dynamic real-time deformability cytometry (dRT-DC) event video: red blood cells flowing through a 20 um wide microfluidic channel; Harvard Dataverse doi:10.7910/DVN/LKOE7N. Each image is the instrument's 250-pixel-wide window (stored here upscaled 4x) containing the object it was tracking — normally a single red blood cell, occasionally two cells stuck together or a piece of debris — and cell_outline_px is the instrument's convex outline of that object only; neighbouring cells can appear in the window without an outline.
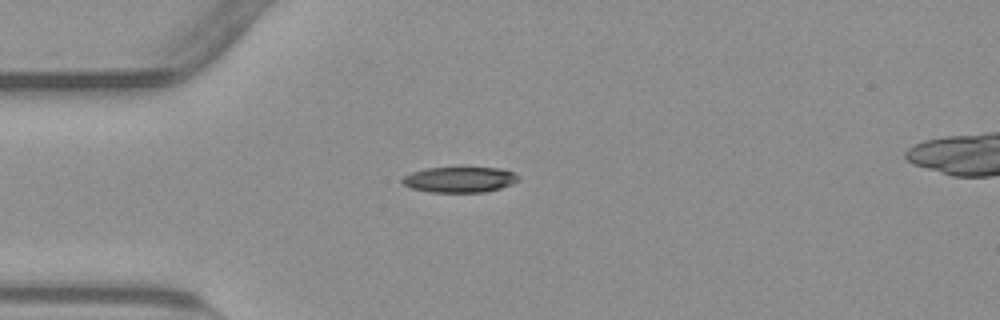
{"species": "common noctule bat (a hibernating species)", "species_latin": "Nyctalus noctula", "temperature_condition": "warm", "stored_images_in_passage": 41, "camera_frame_rate_fps": 3000, "um_per_image_px": 0.085, "animal": {"sex": "male", "body_mass_g": 23.1, "forearm_length_mm": 52.7}, "frame": {"image": 1, "passage_image": 1, "time_ms": 0.0, "image_size_px": [1000, 320], "cell_outline_px": [[520, 180], [512, 184], [500, 188], [484, 192], [428, 192], [412, 188], [404, 184], [400, 180], [404, 176], [412, 172], [424, 168], [500, 168], [512, 172], [520, 176]], "centroid_in_image_um": [39.07, 15.27], "position_along_channel_um": 45.9, "area_um2": 17.28}}
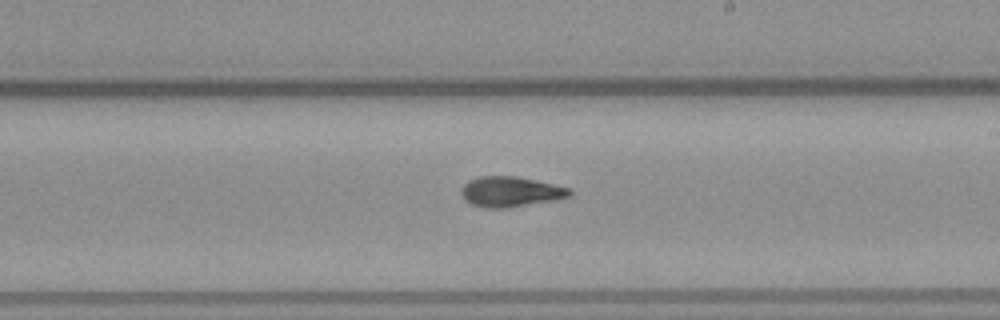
{"frame": {"image": 2, "passage_image": 18, "time_ms": 5.667, "image_size_px": [1000, 320], "cell_outline_px": [[572, 196], [556, 200], [504, 208], [484, 208], [472, 204], [464, 200], [460, 192], [464, 184], [468, 180], [480, 176], [516, 176], [536, 180], [568, 188], [572, 192]], "centroid_in_image_um": [43.37, 16.3], "position_along_channel_um": 245.6, "area_um2": 19.13}}
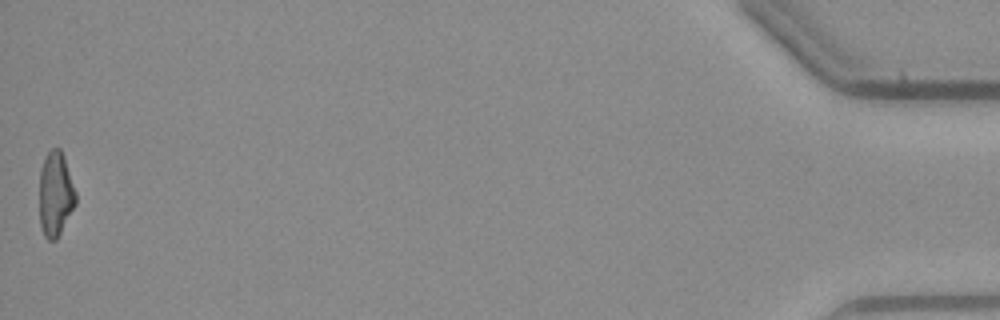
{"frame": {"image": 3, "passage_image": 41, "time_ms": 13.333, "image_size_px": [1000, 320], "cell_outline_px": [[76, 204], [56, 240], [48, 240], [44, 236], [40, 224], [40, 172], [44, 156], [52, 148], [60, 148], [64, 156], [76, 192]], "centroid_in_image_um": [4.72, 16.49], "position_along_channel_um": 430.5, "area_um2": 17.92}, "authors_computed_cell_mechanics": {"area_um2": 18.2648, "velocity_mm_per_s": 3.7981, "shape_relaxation_time_tau1_ms": 9.1737, "shape_relaxation_time_tau2_ms": 2.3171, "deformation_change_tau1": 0.2588, "deformation_change_tau2": 0.0907}}